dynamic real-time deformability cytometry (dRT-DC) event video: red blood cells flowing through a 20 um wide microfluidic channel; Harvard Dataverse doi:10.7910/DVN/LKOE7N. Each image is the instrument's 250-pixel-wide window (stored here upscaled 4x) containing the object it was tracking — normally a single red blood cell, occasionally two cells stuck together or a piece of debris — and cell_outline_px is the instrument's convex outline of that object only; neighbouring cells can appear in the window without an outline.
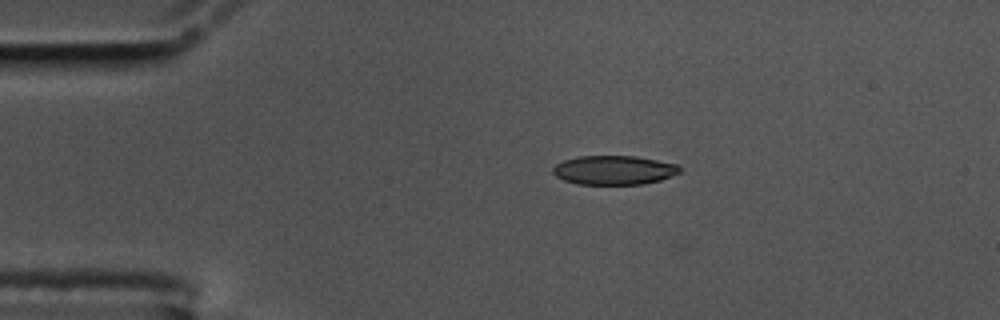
{"species": "common noctule bat (a hibernating species)", "species_latin": "Nyctalus noctula", "temperature_condition": "cold", "stored_images_in_passage": 47, "camera_frame_rate_fps": 3000, "um_per_image_px": 0.085, "animal": {"sex": "male", "body_mass_g": 17.5, "forearm_length_mm": 52.3}, "frame": {"image": 1, "passage_image": 1, "time_ms": 0.0, "image_size_px": [1000, 320], "cell_outline_px": [[680, 172], [660, 180], [644, 184], [576, 184], [564, 180], [556, 176], [552, 172], [552, 168], [556, 164], [564, 160], [580, 156], [636, 156], [680, 164]], "centroid_in_image_um": [52.2, 14.45], "position_along_channel_um": 32.8, "area_um2": 21.56}}
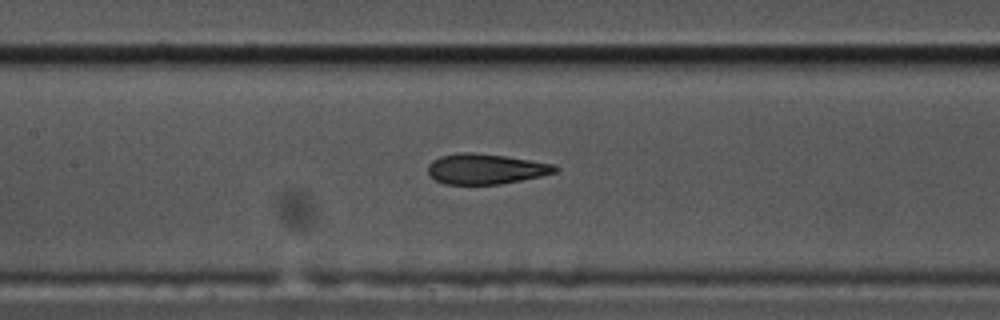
{"frame": {"image": 2, "passage_image": 16, "time_ms": 5.0, "image_size_px": [1000, 320], "cell_outline_px": [[560, 168], [556, 172], [540, 176], [500, 184], [444, 184], [436, 180], [428, 172], [428, 164], [432, 160], [440, 156], [460, 152], [476, 152], [504, 156], [552, 164]], "centroid_in_image_um": [41.25, 14.35], "position_along_channel_um": 166.2, "area_um2": 22.31}}
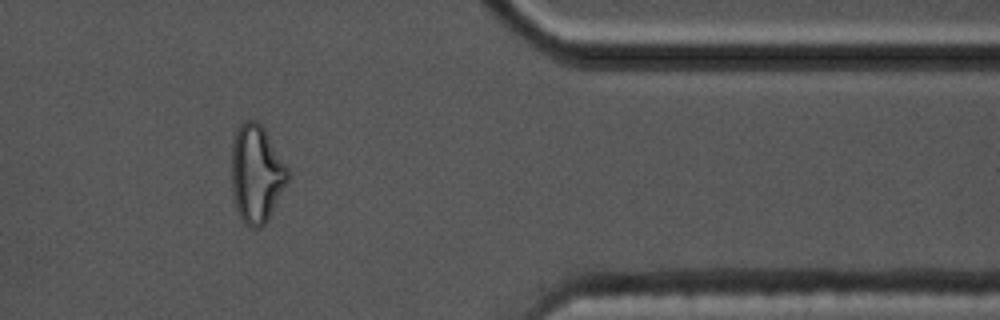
{"frame": {"image": 3, "passage_image": 37, "time_ms": 12.0, "image_size_px": [1000, 320], "cell_outline_px": [[288, 180], [268, 220], [260, 228], [248, 228], [244, 224], [236, 208], [232, 192], [232, 144], [236, 132], [240, 124], [244, 120], [256, 120], [264, 128], [288, 168]], "centroid_in_image_um": [21.78, 14.79], "position_along_channel_um": 389.6, "area_um2": 31.96}, "authors_computed_cell_mechanics": {"area_um2": 23.1778, "velocity_mm_per_s": 3.4926, "shape_relaxation_time_tau1_ms": null, "shape_relaxation_time_tau2_ms": 2.1999, "deformation_change_tau1": null, "deformation_change_tau2": 0.1014}}